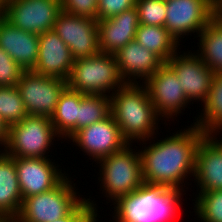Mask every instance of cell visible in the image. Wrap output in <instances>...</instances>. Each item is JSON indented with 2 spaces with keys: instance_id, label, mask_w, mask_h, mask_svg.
I'll use <instances>...</instances> for the list:
<instances>
[{
  "instance_id": "obj_22",
  "label": "cell",
  "mask_w": 222,
  "mask_h": 222,
  "mask_svg": "<svg viewBox=\"0 0 222 222\" xmlns=\"http://www.w3.org/2000/svg\"><path fill=\"white\" fill-rule=\"evenodd\" d=\"M79 109L80 92L67 86L61 93L51 117L52 125L60 138L69 139L77 131Z\"/></svg>"
},
{
  "instance_id": "obj_6",
  "label": "cell",
  "mask_w": 222,
  "mask_h": 222,
  "mask_svg": "<svg viewBox=\"0 0 222 222\" xmlns=\"http://www.w3.org/2000/svg\"><path fill=\"white\" fill-rule=\"evenodd\" d=\"M67 177L49 191L24 198L14 222H53L68 215L84 197Z\"/></svg>"
},
{
  "instance_id": "obj_27",
  "label": "cell",
  "mask_w": 222,
  "mask_h": 222,
  "mask_svg": "<svg viewBox=\"0 0 222 222\" xmlns=\"http://www.w3.org/2000/svg\"><path fill=\"white\" fill-rule=\"evenodd\" d=\"M28 115L20 92L16 86L0 87V117L11 126Z\"/></svg>"
},
{
  "instance_id": "obj_28",
  "label": "cell",
  "mask_w": 222,
  "mask_h": 222,
  "mask_svg": "<svg viewBox=\"0 0 222 222\" xmlns=\"http://www.w3.org/2000/svg\"><path fill=\"white\" fill-rule=\"evenodd\" d=\"M194 212L203 222H222V190L206 191L196 195Z\"/></svg>"
},
{
  "instance_id": "obj_25",
  "label": "cell",
  "mask_w": 222,
  "mask_h": 222,
  "mask_svg": "<svg viewBox=\"0 0 222 222\" xmlns=\"http://www.w3.org/2000/svg\"><path fill=\"white\" fill-rule=\"evenodd\" d=\"M199 49L195 53L215 73H222V32L211 21L205 29L196 36Z\"/></svg>"
},
{
  "instance_id": "obj_7",
  "label": "cell",
  "mask_w": 222,
  "mask_h": 222,
  "mask_svg": "<svg viewBox=\"0 0 222 222\" xmlns=\"http://www.w3.org/2000/svg\"><path fill=\"white\" fill-rule=\"evenodd\" d=\"M58 137V138H57ZM59 139L51 118L27 115L19 123L9 126L4 152L14 158H49L46 155L52 140Z\"/></svg>"
},
{
  "instance_id": "obj_26",
  "label": "cell",
  "mask_w": 222,
  "mask_h": 222,
  "mask_svg": "<svg viewBox=\"0 0 222 222\" xmlns=\"http://www.w3.org/2000/svg\"><path fill=\"white\" fill-rule=\"evenodd\" d=\"M110 114V96L80 93L77 131L107 118Z\"/></svg>"
},
{
  "instance_id": "obj_11",
  "label": "cell",
  "mask_w": 222,
  "mask_h": 222,
  "mask_svg": "<svg viewBox=\"0 0 222 222\" xmlns=\"http://www.w3.org/2000/svg\"><path fill=\"white\" fill-rule=\"evenodd\" d=\"M179 82L174 70L167 63H163L157 72L143 83L157 115L168 119L167 121L181 114V110L190 103Z\"/></svg>"
},
{
  "instance_id": "obj_12",
  "label": "cell",
  "mask_w": 222,
  "mask_h": 222,
  "mask_svg": "<svg viewBox=\"0 0 222 222\" xmlns=\"http://www.w3.org/2000/svg\"><path fill=\"white\" fill-rule=\"evenodd\" d=\"M69 139L95 162L123 150L129 144L112 114L76 131Z\"/></svg>"
},
{
  "instance_id": "obj_33",
  "label": "cell",
  "mask_w": 222,
  "mask_h": 222,
  "mask_svg": "<svg viewBox=\"0 0 222 222\" xmlns=\"http://www.w3.org/2000/svg\"><path fill=\"white\" fill-rule=\"evenodd\" d=\"M136 0H98L97 20L108 19L134 7Z\"/></svg>"
},
{
  "instance_id": "obj_8",
  "label": "cell",
  "mask_w": 222,
  "mask_h": 222,
  "mask_svg": "<svg viewBox=\"0 0 222 222\" xmlns=\"http://www.w3.org/2000/svg\"><path fill=\"white\" fill-rule=\"evenodd\" d=\"M67 80L24 71L17 83L28 115L51 118Z\"/></svg>"
},
{
  "instance_id": "obj_30",
  "label": "cell",
  "mask_w": 222,
  "mask_h": 222,
  "mask_svg": "<svg viewBox=\"0 0 222 222\" xmlns=\"http://www.w3.org/2000/svg\"><path fill=\"white\" fill-rule=\"evenodd\" d=\"M23 68L0 48V87L17 86Z\"/></svg>"
},
{
  "instance_id": "obj_23",
  "label": "cell",
  "mask_w": 222,
  "mask_h": 222,
  "mask_svg": "<svg viewBox=\"0 0 222 222\" xmlns=\"http://www.w3.org/2000/svg\"><path fill=\"white\" fill-rule=\"evenodd\" d=\"M135 41L166 63L177 53L180 43L163 26L139 24Z\"/></svg>"
},
{
  "instance_id": "obj_35",
  "label": "cell",
  "mask_w": 222,
  "mask_h": 222,
  "mask_svg": "<svg viewBox=\"0 0 222 222\" xmlns=\"http://www.w3.org/2000/svg\"><path fill=\"white\" fill-rule=\"evenodd\" d=\"M8 132H9L8 125H6V123L0 117V147L2 145L3 148L5 147L8 141Z\"/></svg>"
},
{
  "instance_id": "obj_40",
  "label": "cell",
  "mask_w": 222,
  "mask_h": 222,
  "mask_svg": "<svg viewBox=\"0 0 222 222\" xmlns=\"http://www.w3.org/2000/svg\"><path fill=\"white\" fill-rule=\"evenodd\" d=\"M3 153H4V149L0 150V157L2 156Z\"/></svg>"
},
{
  "instance_id": "obj_39",
  "label": "cell",
  "mask_w": 222,
  "mask_h": 222,
  "mask_svg": "<svg viewBox=\"0 0 222 222\" xmlns=\"http://www.w3.org/2000/svg\"><path fill=\"white\" fill-rule=\"evenodd\" d=\"M0 222H14V220L10 218H0Z\"/></svg>"
},
{
  "instance_id": "obj_24",
  "label": "cell",
  "mask_w": 222,
  "mask_h": 222,
  "mask_svg": "<svg viewBox=\"0 0 222 222\" xmlns=\"http://www.w3.org/2000/svg\"><path fill=\"white\" fill-rule=\"evenodd\" d=\"M202 106L199 117H194V125L206 134L211 129L222 126V73H215L212 87Z\"/></svg>"
},
{
  "instance_id": "obj_32",
  "label": "cell",
  "mask_w": 222,
  "mask_h": 222,
  "mask_svg": "<svg viewBox=\"0 0 222 222\" xmlns=\"http://www.w3.org/2000/svg\"><path fill=\"white\" fill-rule=\"evenodd\" d=\"M62 11L97 20L98 0H60Z\"/></svg>"
},
{
  "instance_id": "obj_38",
  "label": "cell",
  "mask_w": 222,
  "mask_h": 222,
  "mask_svg": "<svg viewBox=\"0 0 222 222\" xmlns=\"http://www.w3.org/2000/svg\"><path fill=\"white\" fill-rule=\"evenodd\" d=\"M5 1H6V0H0V17H3V16H4Z\"/></svg>"
},
{
  "instance_id": "obj_36",
  "label": "cell",
  "mask_w": 222,
  "mask_h": 222,
  "mask_svg": "<svg viewBox=\"0 0 222 222\" xmlns=\"http://www.w3.org/2000/svg\"><path fill=\"white\" fill-rule=\"evenodd\" d=\"M222 32V13H212L211 20Z\"/></svg>"
},
{
  "instance_id": "obj_1",
  "label": "cell",
  "mask_w": 222,
  "mask_h": 222,
  "mask_svg": "<svg viewBox=\"0 0 222 222\" xmlns=\"http://www.w3.org/2000/svg\"><path fill=\"white\" fill-rule=\"evenodd\" d=\"M164 139L147 143L142 141L140 156L143 181L185 191L184 180L194 175L196 151L206 136L198 126L192 125Z\"/></svg>"
},
{
  "instance_id": "obj_21",
  "label": "cell",
  "mask_w": 222,
  "mask_h": 222,
  "mask_svg": "<svg viewBox=\"0 0 222 222\" xmlns=\"http://www.w3.org/2000/svg\"><path fill=\"white\" fill-rule=\"evenodd\" d=\"M22 201L14 157L4 152L0 157V218L14 220L19 214Z\"/></svg>"
},
{
  "instance_id": "obj_14",
  "label": "cell",
  "mask_w": 222,
  "mask_h": 222,
  "mask_svg": "<svg viewBox=\"0 0 222 222\" xmlns=\"http://www.w3.org/2000/svg\"><path fill=\"white\" fill-rule=\"evenodd\" d=\"M190 52L191 50L180 54L181 51H178L166 63L176 73L190 104L194 100L204 103L212 87L215 72L196 53Z\"/></svg>"
},
{
  "instance_id": "obj_17",
  "label": "cell",
  "mask_w": 222,
  "mask_h": 222,
  "mask_svg": "<svg viewBox=\"0 0 222 222\" xmlns=\"http://www.w3.org/2000/svg\"><path fill=\"white\" fill-rule=\"evenodd\" d=\"M114 56L125 83L137 84L142 80L143 84L164 63L157 55L135 40L121 47Z\"/></svg>"
},
{
  "instance_id": "obj_16",
  "label": "cell",
  "mask_w": 222,
  "mask_h": 222,
  "mask_svg": "<svg viewBox=\"0 0 222 222\" xmlns=\"http://www.w3.org/2000/svg\"><path fill=\"white\" fill-rule=\"evenodd\" d=\"M74 62L69 47L53 29L39 35L38 58L33 72L68 80Z\"/></svg>"
},
{
  "instance_id": "obj_9",
  "label": "cell",
  "mask_w": 222,
  "mask_h": 222,
  "mask_svg": "<svg viewBox=\"0 0 222 222\" xmlns=\"http://www.w3.org/2000/svg\"><path fill=\"white\" fill-rule=\"evenodd\" d=\"M61 11L60 0H6L3 17L18 29L40 35L53 29Z\"/></svg>"
},
{
  "instance_id": "obj_19",
  "label": "cell",
  "mask_w": 222,
  "mask_h": 222,
  "mask_svg": "<svg viewBox=\"0 0 222 222\" xmlns=\"http://www.w3.org/2000/svg\"><path fill=\"white\" fill-rule=\"evenodd\" d=\"M0 48L24 71L33 70L38 58L39 35L18 29L0 17Z\"/></svg>"
},
{
  "instance_id": "obj_10",
  "label": "cell",
  "mask_w": 222,
  "mask_h": 222,
  "mask_svg": "<svg viewBox=\"0 0 222 222\" xmlns=\"http://www.w3.org/2000/svg\"><path fill=\"white\" fill-rule=\"evenodd\" d=\"M212 11L213 0H166L165 28L179 43L183 36L199 35L211 22Z\"/></svg>"
},
{
  "instance_id": "obj_34",
  "label": "cell",
  "mask_w": 222,
  "mask_h": 222,
  "mask_svg": "<svg viewBox=\"0 0 222 222\" xmlns=\"http://www.w3.org/2000/svg\"><path fill=\"white\" fill-rule=\"evenodd\" d=\"M222 131V126L216 127L211 129L206 133V136L215 144V146L222 151V137H220V140H217V135L220 134V131ZM219 133V134H218Z\"/></svg>"
},
{
  "instance_id": "obj_4",
  "label": "cell",
  "mask_w": 222,
  "mask_h": 222,
  "mask_svg": "<svg viewBox=\"0 0 222 222\" xmlns=\"http://www.w3.org/2000/svg\"><path fill=\"white\" fill-rule=\"evenodd\" d=\"M131 145L96 162L100 165V188L112 203L134 193L144 184L140 151H134Z\"/></svg>"
},
{
  "instance_id": "obj_5",
  "label": "cell",
  "mask_w": 222,
  "mask_h": 222,
  "mask_svg": "<svg viewBox=\"0 0 222 222\" xmlns=\"http://www.w3.org/2000/svg\"><path fill=\"white\" fill-rule=\"evenodd\" d=\"M125 84L114 54L102 52L76 59L67 80L68 87L74 91L105 96H111Z\"/></svg>"
},
{
  "instance_id": "obj_18",
  "label": "cell",
  "mask_w": 222,
  "mask_h": 222,
  "mask_svg": "<svg viewBox=\"0 0 222 222\" xmlns=\"http://www.w3.org/2000/svg\"><path fill=\"white\" fill-rule=\"evenodd\" d=\"M97 26L100 52L115 54L135 40L139 27L138 10L134 6L111 18L98 20Z\"/></svg>"
},
{
  "instance_id": "obj_20",
  "label": "cell",
  "mask_w": 222,
  "mask_h": 222,
  "mask_svg": "<svg viewBox=\"0 0 222 222\" xmlns=\"http://www.w3.org/2000/svg\"><path fill=\"white\" fill-rule=\"evenodd\" d=\"M193 177L198 193L222 190V151L207 136L197 148Z\"/></svg>"
},
{
  "instance_id": "obj_29",
  "label": "cell",
  "mask_w": 222,
  "mask_h": 222,
  "mask_svg": "<svg viewBox=\"0 0 222 222\" xmlns=\"http://www.w3.org/2000/svg\"><path fill=\"white\" fill-rule=\"evenodd\" d=\"M139 24L165 27V0H136Z\"/></svg>"
},
{
  "instance_id": "obj_13",
  "label": "cell",
  "mask_w": 222,
  "mask_h": 222,
  "mask_svg": "<svg viewBox=\"0 0 222 222\" xmlns=\"http://www.w3.org/2000/svg\"><path fill=\"white\" fill-rule=\"evenodd\" d=\"M97 22L96 19L61 11L53 30L69 47L76 60L100 52Z\"/></svg>"
},
{
  "instance_id": "obj_31",
  "label": "cell",
  "mask_w": 222,
  "mask_h": 222,
  "mask_svg": "<svg viewBox=\"0 0 222 222\" xmlns=\"http://www.w3.org/2000/svg\"><path fill=\"white\" fill-rule=\"evenodd\" d=\"M97 203L84 198L68 215L53 222H97Z\"/></svg>"
},
{
  "instance_id": "obj_3",
  "label": "cell",
  "mask_w": 222,
  "mask_h": 222,
  "mask_svg": "<svg viewBox=\"0 0 222 222\" xmlns=\"http://www.w3.org/2000/svg\"><path fill=\"white\" fill-rule=\"evenodd\" d=\"M184 191L144 183L134 193L119 198L112 216L115 222H175Z\"/></svg>"
},
{
  "instance_id": "obj_2",
  "label": "cell",
  "mask_w": 222,
  "mask_h": 222,
  "mask_svg": "<svg viewBox=\"0 0 222 222\" xmlns=\"http://www.w3.org/2000/svg\"><path fill=\"white\" fill-rule=\"evenodd\" d=\"M142 83H126L111 96V114L120 128L124 139L133 141H152L158 133L159 121L151 102L147 87ZM156 130V132H155Z\"/></svg>"
},
{
  "instance_id": "obj_15",
  "label": "cell",
  "mask_w": 222,
  "mask_h": 222,
  "mask_svg": "<svg viewBox=\"0 0 222 222\" xmlns=\"http://www.w3.org/2000/svg\"><path fill=\"white\" fill-rule=\"evenodd\" d=\"M14 162L23 199L55 188L66 177L49 158L19 157Z\"/></svg>"
},
{
  "instance_id": "obj_37",
  "label": "cell",
  "mask_w": 222,
  "mask_h": 222,
  "mask_svg": "<svg viewBox=\"0 0 222 222\" xmlns=\"http://www.w3.org/2000/svg\"><path fill=\"white\" fill-rule=\"evenodd\" d=\"M212 13H222V0H213Z\"/></svg>"
}]
</instances>
